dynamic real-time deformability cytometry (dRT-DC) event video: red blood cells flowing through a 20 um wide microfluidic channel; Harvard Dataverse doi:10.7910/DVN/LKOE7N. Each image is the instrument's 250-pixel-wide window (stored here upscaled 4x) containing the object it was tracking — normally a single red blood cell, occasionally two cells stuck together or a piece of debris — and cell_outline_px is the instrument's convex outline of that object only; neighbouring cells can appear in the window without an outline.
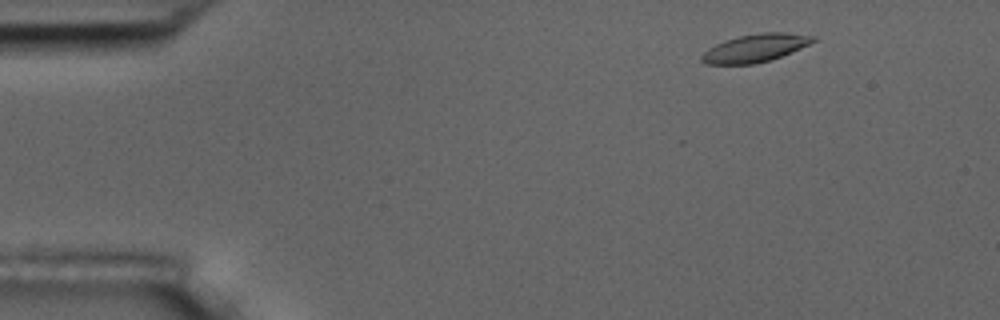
{"species": "common noctule bat (a hibernating species)", "species_latin": "Nyctalus noctula", "temperature_condition": "room temperature", "stored_images_in_passage": 53, "camera_frame_rate_fps": 3000, "um_per_image_px": 0.085, "animal": {"sex": "male", "body_mass_g": 17.5, "forearm_length_mm": 52.3}, "frame": {"image": 1, "passage_image": 4, "time_ms": 1.0, "image_size_px": [1000, 320], "cell_outline_px": [[816, 40], [800, 48], [772, 60], [752, 64], [704, 64], [700, 60], [700, 56], [708, 48], [724, 40], [740, 36], [760, 32], [788, 32], [816, 36]], "centroid_in_image_um": [64.18, 4.08], "position_along_channel_um": 20.8, "area_um2": 18.21}}
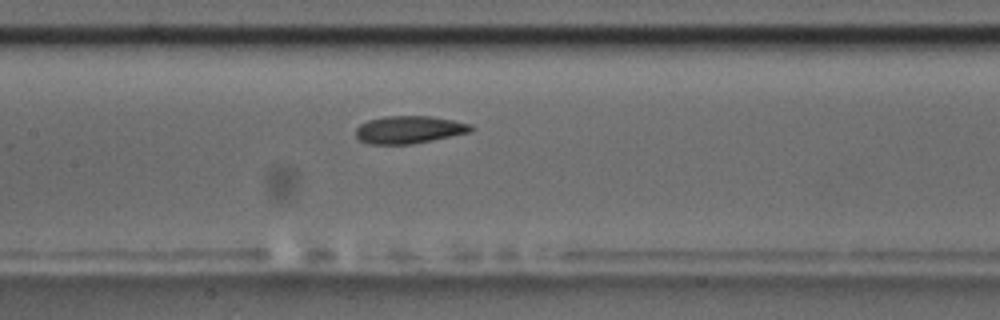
{"frame": {"image": 2, "passage_image": 24, "time_ms": 7.667, "image_size_px": [1000, 320], "cell_outline_px": [[472, 128], [468, 132], [432, 140], [412, 144], [368, 144], [360, 140], [356, 136], [356, 128], [360, 124], [368, 120], [384, 116], [432, 116], [472, 124]], "centroid_in_image_um": [34.73, 11.02], "position_along_channel_um": 172.7, "area_um2": 18.38}}
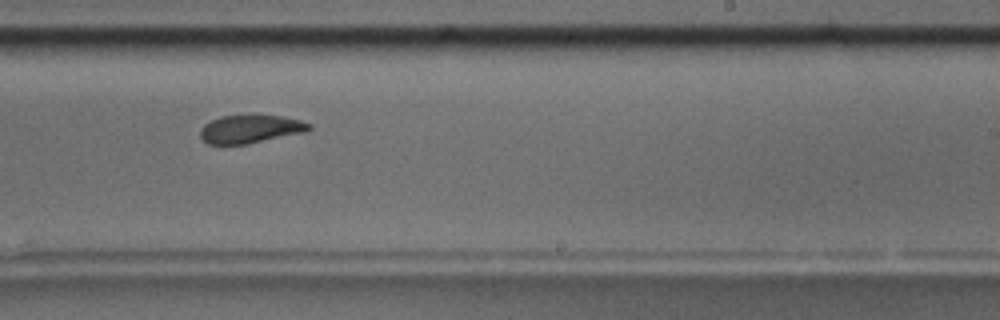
{"frame": {"image": 3, "passage_image": 32, "time_ms": 10.333, "image_size_px": [1000, 320], "cell_outline_px": [[312, 128], [304, 132], [248, 144], [208, 144], [200, 136], [200, 128], [204, 124], [220, 116], [248, 112], [252, 112], [284, 116], [300, 120], [312, 124]], "centroid_in_image_um": [21.29, 10.91], "position_along_channel_um": 267.7, "area_um2": 18.67}, "authors_computed_cell_mechanics": {"area_um2": 18.7272, "velocity_mm_per_s": 3.5797, "shape_relaxation_time_tau1_ms": 4.2132, "shape_relaxation_time_tau2_ms": 2.862, "deformation_change_tau1": 0.1218, "deformation_change_tau2": 0.089}}